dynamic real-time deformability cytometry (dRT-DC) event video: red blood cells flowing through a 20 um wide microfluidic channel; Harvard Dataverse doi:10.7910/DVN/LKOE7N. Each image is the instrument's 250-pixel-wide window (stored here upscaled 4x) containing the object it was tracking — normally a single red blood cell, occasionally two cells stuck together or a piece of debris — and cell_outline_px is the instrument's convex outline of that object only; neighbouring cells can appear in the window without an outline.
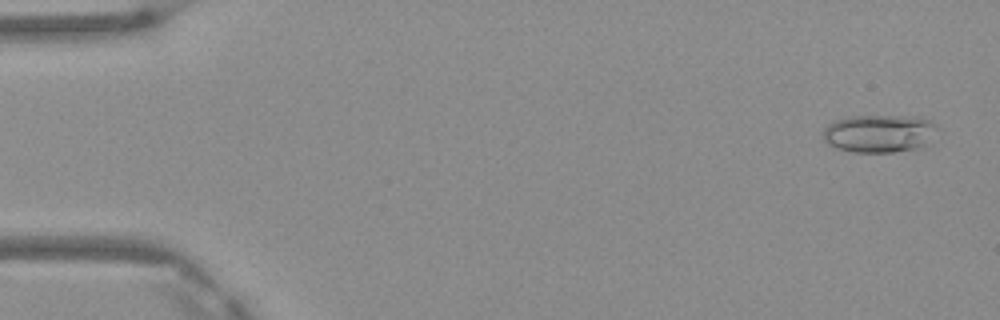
{"species": "Egyptian fruit bat (a non-hibernating species)", "species_latin": "Rousettus aegyptiacus", "temperature_condition": "warm", "stored_images_in_passage": 2, "camera_frame_rate_fps": 3000, "um_per_image_px": 0.085, "frame": {"image": 1, "passage_image": 2, "time_ms": 0.333, "image_size_px": [1000, 320], "cell_outline_px": [[940, 128], [932, 144], [916, 148], [892, 152], [852, 152], [828, 144], [824, 140], [824, 128], [828, 124], [836, 120], [848, 116], [920, 116], [932, 120]], "centroid_in_image_um": [74.86, 11.33], "position_along_channel_um": 10.1, "area_um2": 25.78}}